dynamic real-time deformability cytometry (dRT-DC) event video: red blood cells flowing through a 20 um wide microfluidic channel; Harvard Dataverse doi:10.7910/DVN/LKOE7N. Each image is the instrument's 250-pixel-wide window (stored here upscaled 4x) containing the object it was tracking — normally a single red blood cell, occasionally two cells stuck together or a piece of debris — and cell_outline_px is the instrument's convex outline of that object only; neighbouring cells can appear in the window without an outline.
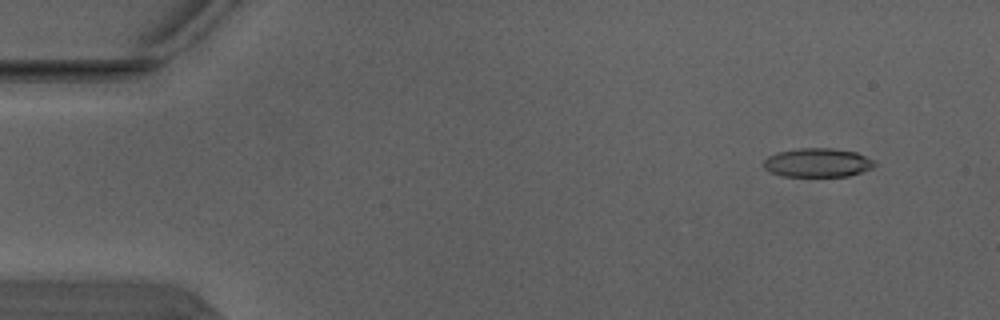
{"species": "Egyptian fruit bat (a non-hibernating species)", "species_latin": "Rousettus aegyptiacus", "temperature_condition": "warm", "stored_images_in_passage": 4, "camera_frame_rate_fps": 3000, "um_per_image_px": 0.085, "animal": {"sex": "male"}, "frame": {"image": 1, "passage_image": 2, "time_ms": 0.333, "image_size_px": [1000, 320], "cell_outline_px": [[876, 164], [872, 168], [848, 176], [784, 176], [768, 172], [764, 168], [764, 160], [768, 156], [776, 152], [800, 148], [832, 148], [856, 152], [872, 160]], "centroid_in_image_um": [69.45, 13.82], "position_along_channel_um": 15.5, "area_um2": 18.61}}
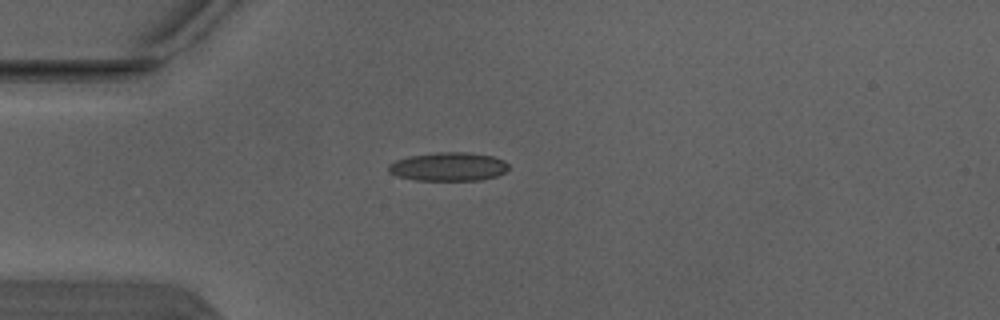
{"frame": {"image": 2, "passage_image": 4, "time_ms": 1.0, "image_size_px": [1000, 320], "cell_outline_px": [[508, 168], [504, 172], [496, 176], [480, 180], [416, 180], [396, 176], [388, 172], [388, 164], [396, 160], [408, 156], [440, 152], [468, 152], [492, 156], [504, 160], [508, 164]], "centroid_in_image_um": [38.09, 14.16], "position_along_channel_um": 46.9, "area_um2": 20.06}}